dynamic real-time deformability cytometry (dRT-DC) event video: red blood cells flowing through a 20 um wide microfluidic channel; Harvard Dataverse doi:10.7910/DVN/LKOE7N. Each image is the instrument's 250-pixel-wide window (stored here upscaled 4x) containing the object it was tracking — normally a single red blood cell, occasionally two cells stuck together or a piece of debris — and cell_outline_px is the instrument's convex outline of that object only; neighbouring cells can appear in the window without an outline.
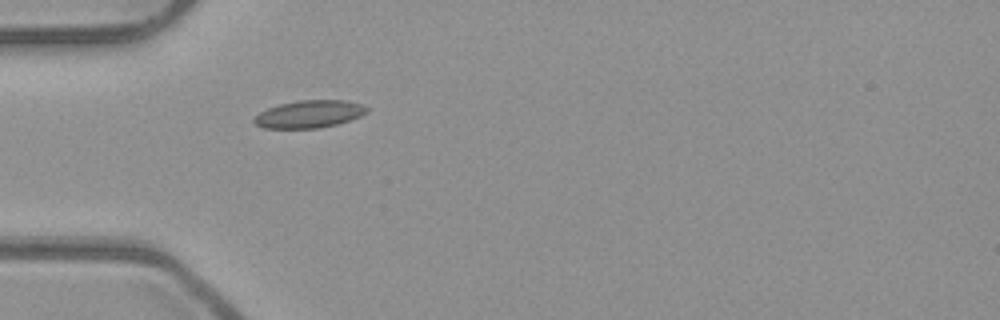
{"species": "common noctule bat (a hibernating species)", "species_latin": "Nyctalus noctula", "temperature_condition": "room temperature", "stored_images_in_passage": 1, "camera_frame_rate_fps": 3000, "um_per_image_px": 0.085, "animal": {"sex": "male", "body_mass_g": 23.1, "forearm_length_mm": 52.7}, "frame": {"image": 1, "passage_image": 1, "time_ms": 0.0, "image_size_px": [1000, 320], "cell_outline_px": [[368, 112], [360, 116], [336, 124], [316, 128], [264, 128], [256, 124], [252, 120], [260, 112], [268, 108], [280, 104], [300, 100], [348, 100], [360, 104], [368, 108]], "centroid_in_image_um": [26.29, 9.69], "position_along_channel_um": 58.7, "area_um2": 17.86}}